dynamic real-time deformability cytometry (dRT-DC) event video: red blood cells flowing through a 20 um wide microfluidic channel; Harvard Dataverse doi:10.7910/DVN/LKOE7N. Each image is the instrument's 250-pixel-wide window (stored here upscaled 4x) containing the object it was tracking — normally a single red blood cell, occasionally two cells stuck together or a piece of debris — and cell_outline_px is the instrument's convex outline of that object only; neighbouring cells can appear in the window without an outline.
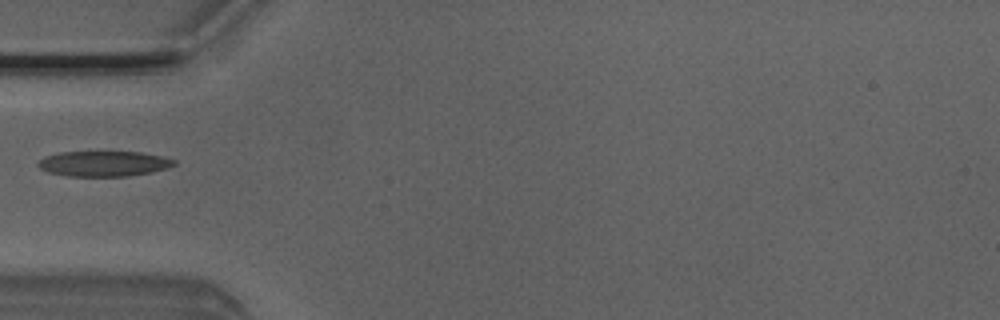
{"species": "Egyptian fruit bat (a non-hibernating species)", "species_latin": "Rousettus aegyptiacus", "temperature_condition": "room temperature", "stored_images_in_passage": 3, "camera_frame_rate_fps": 3000, "um_per_image_px": 0.085, "animal": {"sex": "male"}, "frame": {"image": 1, "passage_image": 1, "time_ms": 0.0, "image_size_px": [1000, 320], "cell_outline_px": [[176, 164], [168, 168], [152, 172], [128, 176], [64, 176], [48, 172], [40, 168], [36, 164], [44, 156], [60, 152], [140, 152], [164, 156], [176, 160]], "centroid_in_image_um": [8.83, 13.91], "position_along_channel_um": 76.2, "area_um2": 20.23}}